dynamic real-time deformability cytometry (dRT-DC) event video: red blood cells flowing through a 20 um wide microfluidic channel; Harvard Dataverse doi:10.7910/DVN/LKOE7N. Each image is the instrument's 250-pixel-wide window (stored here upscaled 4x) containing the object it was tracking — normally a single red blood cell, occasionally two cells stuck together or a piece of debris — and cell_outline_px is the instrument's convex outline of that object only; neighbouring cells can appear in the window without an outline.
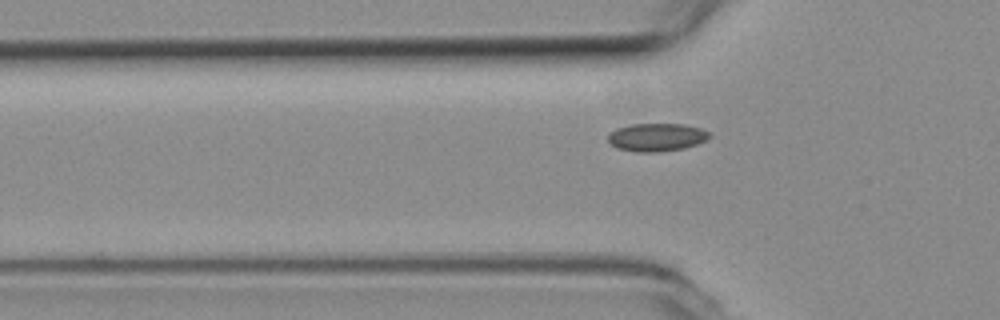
{"species": "common noctule bat (a hibernating species)", "species_latin": "Nyctalus noctula", "temperature_condition": "room temperature", "stored_images_in_passage": 12, "camera_frame_rate_fps": 3000, "um_per_image_px": 0.085, "animal": {"sex": "female", "body_mass_g": 19.3, "forearm_length_mm": 54.1}, "frame": {"image": 1, "passage_image": 9, "time_ms": 2.667, "image_size_px": [1000, 320], "cell_outline_px": [[712, 136], [696, 144], [684, 148], [656, 152], [636, 152], [616, 148], [608, 140], [608, 136], [616, 128], [632, 124], [684, 124], [700, 128], [708, 132]], "centroid_in_image_um": [55.8, 11.66], "position_along_channel_um": 70.0, "area_um2": 16.42}}